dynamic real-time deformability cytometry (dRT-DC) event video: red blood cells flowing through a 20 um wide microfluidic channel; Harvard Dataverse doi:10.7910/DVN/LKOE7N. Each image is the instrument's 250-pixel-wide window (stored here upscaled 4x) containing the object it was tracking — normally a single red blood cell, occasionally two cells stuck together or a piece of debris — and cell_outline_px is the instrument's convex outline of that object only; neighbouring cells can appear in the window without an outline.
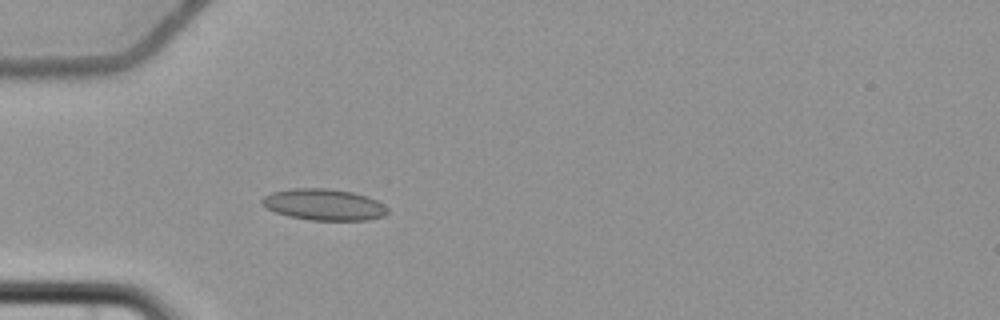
{"species": "common noctule bat (a hibernating species)", "species_latin": "Nyctalus noctula", "temperature_condition": "cold", "stored_images_in_passage": 6, "camera_frame_rate_fps": 3000, "um_per_image_px": 0.085, "animal": {"sex": "female", "body_mass_g": 22.7, "forearm_length_mm": 54.2}, "frame": {"image": 1, "passage_image": 6, "time_ms": 6.0, "image_size_px": [1000, 320], "cell_outline_px": [[388, 212], [384, 216], [368, 220], [308, 220], [288, 216], [276, 212], [260, 204], [260, 200], [264, 196], [272, 192], [292, 188], [328, 188], [352, 192], [368, 196], [384, 204], [388, 208]], "centroid_in_image_um": [27.53, 17.39], "position_along_channel_um": 57.5, "area_um2": 23.12}}